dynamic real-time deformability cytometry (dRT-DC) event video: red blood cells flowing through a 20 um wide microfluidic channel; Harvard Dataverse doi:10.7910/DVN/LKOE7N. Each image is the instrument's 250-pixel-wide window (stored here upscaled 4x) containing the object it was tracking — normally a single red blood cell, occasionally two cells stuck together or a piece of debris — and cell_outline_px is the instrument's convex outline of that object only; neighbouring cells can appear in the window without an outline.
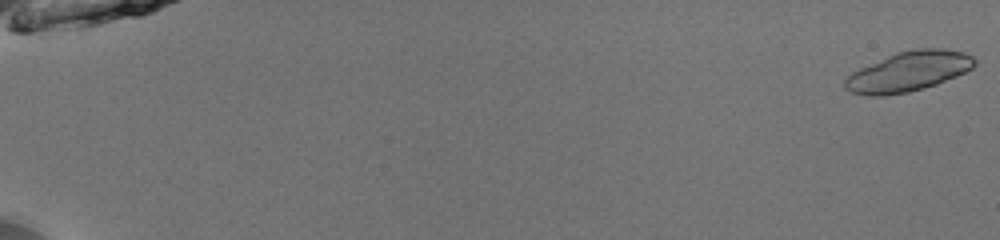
{"species": "common noctule bat (a hibernating species)", "species_latin": "Nyctalus noctula", "temperature_condition": "room temperature", "stored_images_in_passage": 25, "camera_frame_rate_fps": 3000, "um_per_image_px": 0.085, "animal": {"sex": "male", "body_mass_g": 13.0, "forearm_length_mm": 53.1}, "frame": {"image": 1, "passage_image": 1, "time_ms": 0.0, "image_size_px": [1000, 240], "cell_outline_px": [[976, 64], [972, 68], [956, 76], [936, 84], [924, 88], [908, 92], [884, 96], [868, 96], [848, 92], [844, 88], [844, 80], [852, 72], [860, 68], [896, 52], [916, 48], [940, 48], [964, 52], [972, 56], [976, 60]], "centroid_in_image_um": [77.2, 6.08], "position_along_channel_um": 7.8, "area_um2": 30.17}}